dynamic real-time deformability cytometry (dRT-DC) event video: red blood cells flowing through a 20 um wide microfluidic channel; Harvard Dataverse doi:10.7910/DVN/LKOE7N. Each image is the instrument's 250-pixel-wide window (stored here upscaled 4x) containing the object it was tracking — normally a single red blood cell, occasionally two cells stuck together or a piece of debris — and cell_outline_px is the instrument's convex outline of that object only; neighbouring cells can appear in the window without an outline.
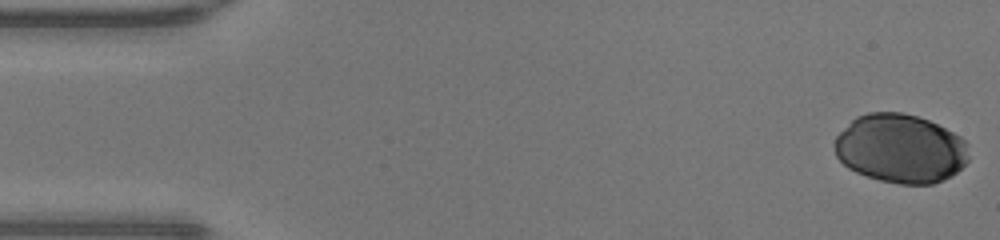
{"species": "human", "species_latin": "Homo sapiens", "temperature_condition": "warm", "stored_images_in_passage": 39, "camera_frame_rate_fps": 3000, "um_per_image_px": 0.085, "donor": {"sex": "male"}, "frame": {"image": 1, "passage_image": 1, "time_ms": 0.0, "image_size_px": [1000, 240], "cell_outline_px": [[968, 160], [956, 172], [944, 180], [932, 184], [900, 184], [880, 180], [856, 172], [848, 168], [836, 156], [836, 136], [856, 116], [868, 112], [900, 112], [916, 116], [928, 120], [960, 136], [968, 144]], "centroid_in_image_um": [76.55, 12.63], "position_along_channel_um": 8.5, "area_um2": 53.58}}
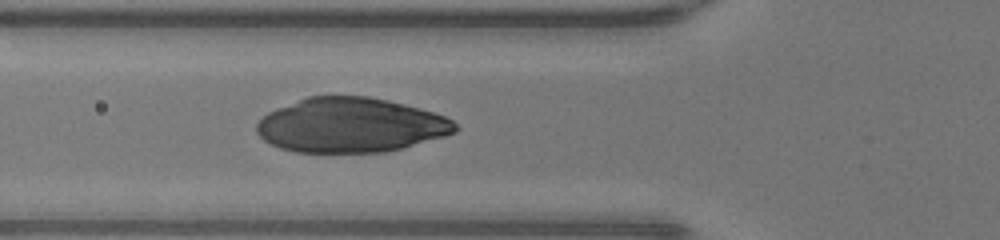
{"frame": {"image": 2, "passage_image": 17, "time_ms": 5.333, "image_size_px": [1000, 240], "cell_outline_px": [[460, 128], [456, 132], [444, 136], [404, 148], [384, 152], [296, 152], [280, 148], [264, 140], [256, 132], [256, 124], [268, 112], [276, 108], [308, 96], [368, 96], [388, 100], [420, 108], [444, 116], [452, 120]], "centroid_in_image_um": [29.81, 10.64], "position_along_channel_um": 96.0, "area_um2": 63.18}}
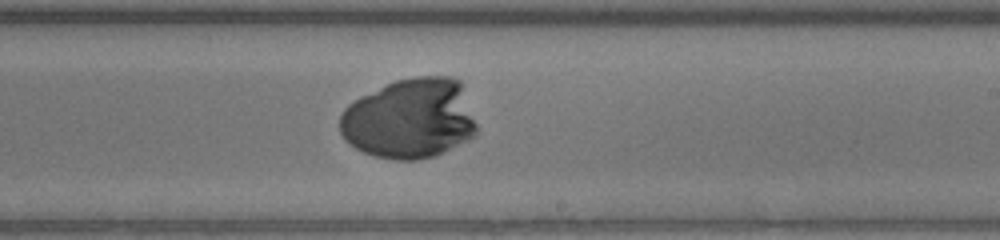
{"frame": {"image": 3, "passage_image": 28, "time_ms": 9.0, "image_size_px": [1000, 240], "cell_outline_px": [[480, 132], [476, 136], [436, 156], [420, 160], [392, 160], [372, 156], [348, 144], [344, 140], [340, 132], [340, 112], [348, 104], [360, 96], [396, 80], [412, 76], [444, 76], [460, 80]], "centroid_in_image_um": [34.84, 10.11], "position_along_channel_um": 254.2, "area_um2": 64.85}}